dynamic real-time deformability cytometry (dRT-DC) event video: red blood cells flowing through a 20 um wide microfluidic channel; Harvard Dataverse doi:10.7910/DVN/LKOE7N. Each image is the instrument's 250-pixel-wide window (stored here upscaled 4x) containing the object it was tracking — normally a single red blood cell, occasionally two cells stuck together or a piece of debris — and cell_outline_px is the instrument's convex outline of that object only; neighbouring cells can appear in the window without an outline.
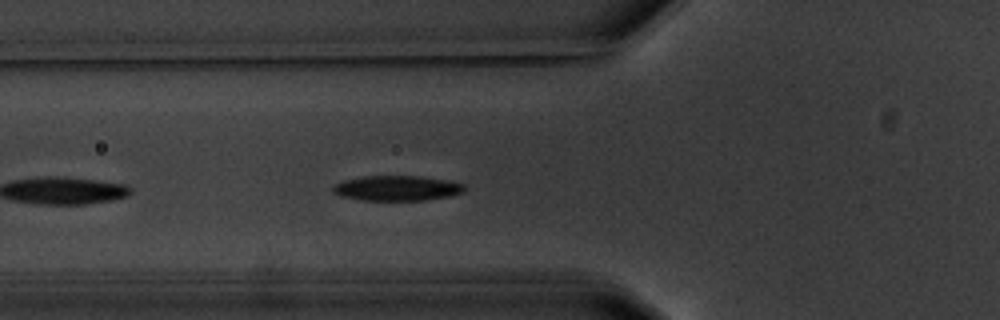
{"species": "common noctule bat (a hibernating species)", "species_latin": "Nyctalus noctula", "temperature_condition": "warm", "stored_images_in_passage": 5, "camera_frame_rate_fps": 3000, "um_per_image_px": 0.085, "animal": {"sex": "male", "body_mass_g": 20.1, "forearm_length_mm": 53.5}, "frame": {"image": 1, "passage_image": 5, "time_ms": 5.667, "image_size_px": [1000, 320], "cell_outline_px": [[468, 188], [464, 192], [448, 196], [424, 200], [360, 200], [340, 196], [332, 192], [332, 188], [336, 184], [344, 180], [364, 176], [424, 176], [452, 180], [464, 184]], "centroid_in_image_um": [33.79, 15.98], "position_along_channel_um": 92.0, "area_um2": 19.48}}